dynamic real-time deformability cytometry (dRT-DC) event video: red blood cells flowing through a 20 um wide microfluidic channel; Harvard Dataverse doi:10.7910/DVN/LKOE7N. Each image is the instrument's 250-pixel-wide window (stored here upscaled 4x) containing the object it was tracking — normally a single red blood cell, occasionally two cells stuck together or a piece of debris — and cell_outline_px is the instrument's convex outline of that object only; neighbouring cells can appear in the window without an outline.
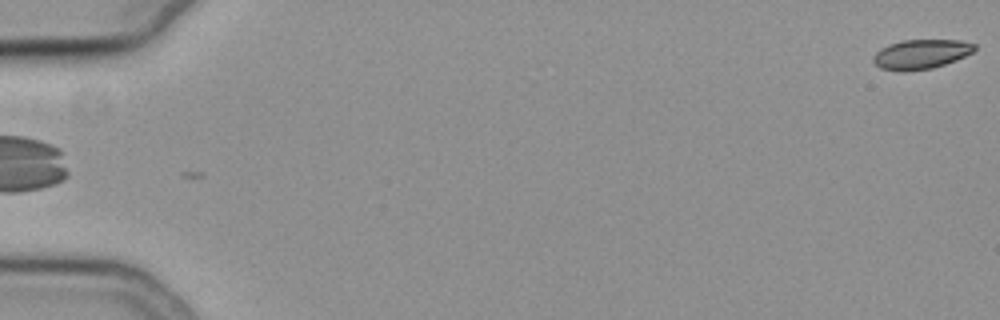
{"species": "common noctule bat (a hibernating species)", "species_latin": "Nyctalus noctula", "temperature_condition": "cold", "stored_images_in_passage": 56, "camera_frame_rate_fps": 3000, "um_per_image_px": 0.085, "animal": {"sex": "female", "body_mass_g": 19.3, "forearm_length_mm": 54.1}, "frame": {"image": 1, "passage_image": 1, "time_ms": 0.0, "image_size_px": [1000, 320], "cell_outline_px": [[976, 48], [972, 52], [956, 60], [932, 68], [880, 68], [872, 60], [872, 56], [880, 48], [888, 44], [900, 40], [960, 40], [976, 44]], "centroid_in_image_um": [78.31, 4.54], "position_along_channel_um": 6.7, "area_um2": 16.76}}
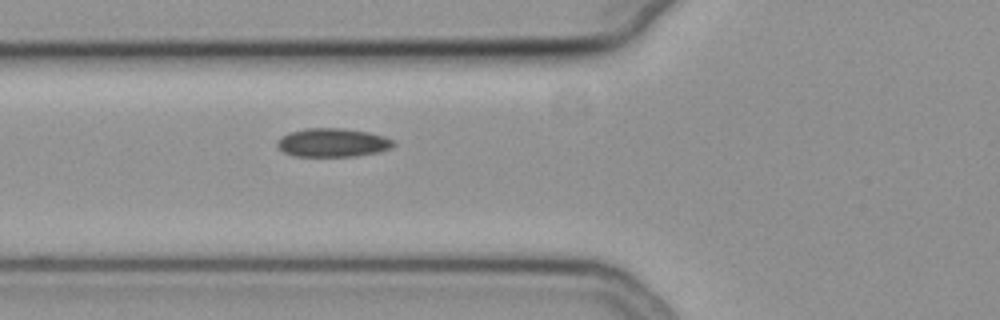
{"frame": {"image": 2, "passage_image": 22, "time_ms": 7.0, "image_size_px": [1000, 320], "cell_outline_px": [[396, 144], [388, 148], [376, 152], [356, 156], [292, 156], [284, 152], [276, 144], [276, 140], [288, 132], [308, 128], [344, 128], [368, 132], [384, 136], [392, 140]], "centroid_in_image_um": [28.23, 12.11], "position_along_channel_um": 97.6, "area_um2": 19.31}}
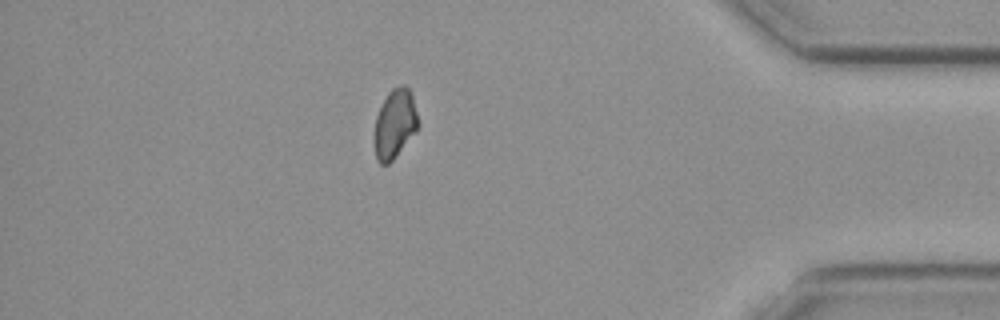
{"frame": {"image": 3, "passage_image": 49, "time_ms": 16.0, "image_size_px": [1000, 320], "cell_outline_px": [[420, 124], [416, 132], [396, 156], [388, 164], [380, 164], [376, 160], [376, 116], [388, 92], [392, 88], [400, 84], [404, 84], [412, 92]], "centroid_in_image_um": [33.61, 10.49], "position_along_channel_um": 401.6, "area_um2": 17.57}}